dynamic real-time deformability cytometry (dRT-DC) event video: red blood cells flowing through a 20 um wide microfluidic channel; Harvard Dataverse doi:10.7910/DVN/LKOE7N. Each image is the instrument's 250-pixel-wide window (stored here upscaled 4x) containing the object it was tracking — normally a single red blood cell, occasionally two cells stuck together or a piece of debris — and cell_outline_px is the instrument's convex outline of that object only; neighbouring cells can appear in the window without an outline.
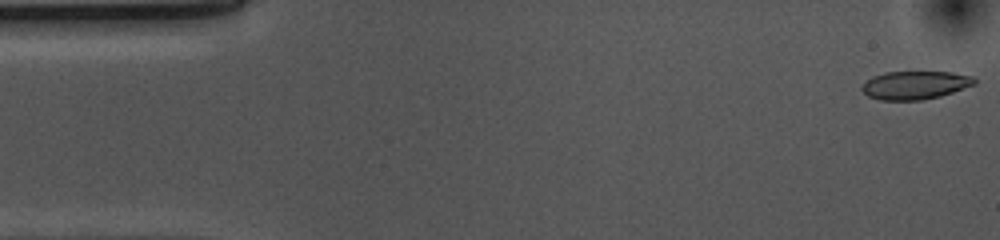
{"species": "common noctule bat (a hibernating species)", "species_latin": "Nyctalus noctula", "temperature_condition": "cold", "stored_images_in_passage": 53, "camera_frame_rate_fps": 3000, "um_per_image_px": 0.085, "animal": {"sex": "female", "body_mass_g": 10.0, "forearm_length_mm": 53.1}, "frame": {"image": 1, "passage_image": 1, "time_ms": 0.0, "image_size_px": [1000, 240], "cell_outline_px": [[976, 84], [940, 96], [924, 100], [880, 100], [868, 96], [860, 88], [872, 76], [884, 72], [952, 72], [972, 76], [976, 80]], "centroid_in_image_um": [77.78, 7.23], "position_along_channel_um": 7.2, "area_um2": 18.5}}
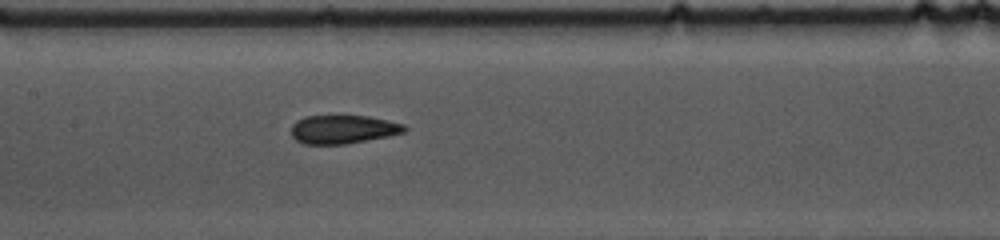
{"frame": {"image": 2, "passage_image": 24, "time_ms": 7.667, "image_size_px": [1000, 240], "cell_outline_px": [[408, 128], [404, 132], [388, 136], [344, 144], [304, 144], [296, 140], [292, 136], [292, 124], [296, 120], [304, 116], [368, 116], [388, 120], [404, 124]], "centroid_in_image_um": [29.15, 10.99], "position_along_channel_um": 178.2, "area_um2": 18.79}}
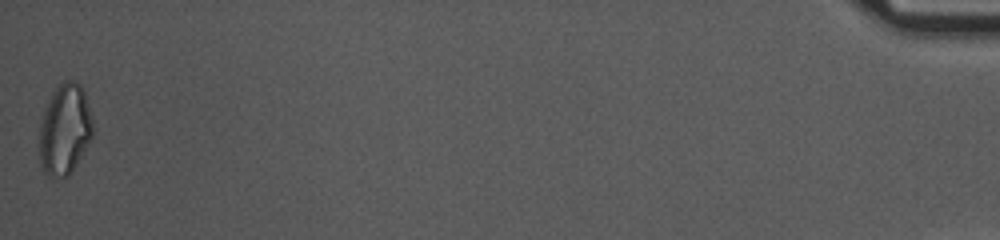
{"frame": {"image": 3, "passage_image": 53, "time_ms": 17.333, "image_size_px": [1000, 240], "cell_outline_px": [[92, 136], [88, 144], [68, 176], [48, 176], [44, 172], [40, 164], [40, 124], [44, 112], [56, 88], [64, 80], [76, 80], [80, 84], [84, 92], [92, 116]], "centroid_in_image_um": [5.51, 10.99], "position_along_channel_um": 429.7, "area_um2": 27.69}, "authors_computed_cell_mechanics": {"area_um2": 19.652, "velocity_mm_per_s": 3.6691, "shape_relaxation_time_tau1_ms": 5.9247, "shape_relaxation_time_tau2_ms": 2.149, "deformation_change_tau1": 0.1717, "deformation_change_tau2": 0.0906}}